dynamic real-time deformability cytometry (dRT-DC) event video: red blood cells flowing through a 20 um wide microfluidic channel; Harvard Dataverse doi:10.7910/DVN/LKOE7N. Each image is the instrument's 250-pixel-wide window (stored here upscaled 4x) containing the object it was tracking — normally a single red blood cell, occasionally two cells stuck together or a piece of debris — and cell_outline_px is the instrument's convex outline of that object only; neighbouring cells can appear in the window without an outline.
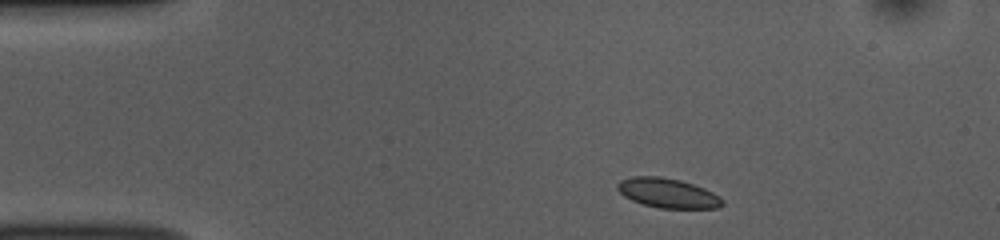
{"species": "common noctule bat (a hibernating species)", "species_latin": "Nyctalus noctula", "temperature_condition": "room temperature", "stored_images_in_passage": 45, "camera_frame_rate_fps": 3000, "um_per_image_px": 0.085, "animal": {"sex": "female", "body_mass_g": 10.0, "forearm_length_mm": 53.1}, "frame": {"image": 1, "passage_image": 1, "time_ms": 0.0, "image_size_px": [1000, 240], "cell_outline_px": [[724, 204], [720, 208], [656, 208], [632, 200], [624, 196], [616, 188], [616, 184], [620, 180], [632, 176], [660, 176], [680, 180], [704, 188], [720, 196], [724, 200]], "centroid_in_image_um": [56.76, 16.41], "position_along_channel_um": 28.2, "area_um2": 18.21}}
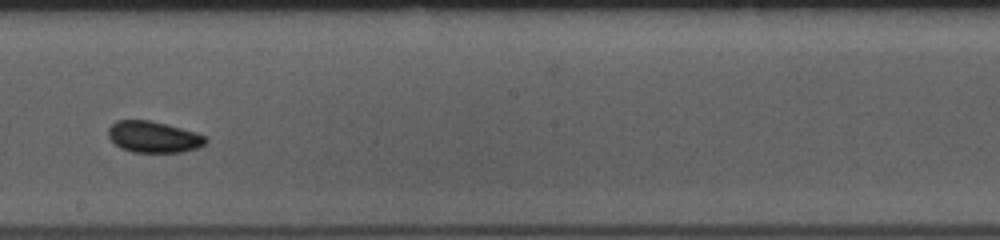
{"frame": {"image": 2, "passage_image": 22, "time_ms": 7.0, "image_size_px": [1000, 240], "cell_outline_px": [[208, 140], [204, 144], [196, 148], [184, 152], [132, 152], [120, 148], [108, 136], [108, 128], [116, 120], [148, 120], [196, 132], [208, 136]], "centroid_in_image_um": [13.06, 11.64], "position_along_channel_um": 235.1, "area_um2": 17.74}}
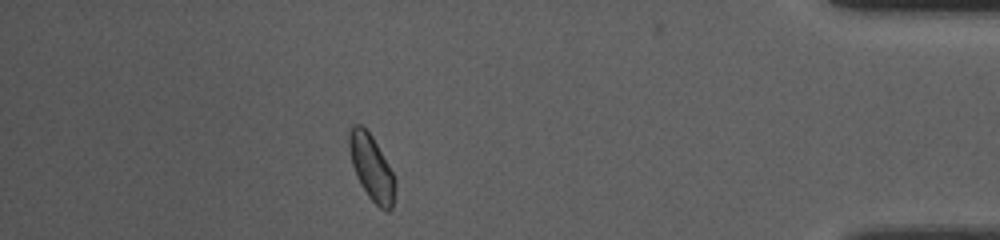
{"frame": {"image": 3, "passage_image": 39, "time_ms": 12.667, "image_size_px": [1000, 240], "cell_outline_px": [[396, 184], [392, 208], [388, 212], [380, 208], [368, 196], [360, 184], [356, 176], [352, 164], [348, 144], [348, 132], [352, 124], [360, 124], [372, 136], [388, 164], [396, 180]], "centroid_in_image_um": [31.57, 14.25], "position_along_channel_um": 403.6, "area_um2": 17.51}, "authors_computed_cell_mechanics": {"area_um2": 17.6868, "velocity_mm_per_s": 3.7487, "shape_relaxation_time_tau1_ms": 1.6563, "shape_relaxation_time_tau2_ms": 6.3529, "deformation_change_tau1": 0.0451, "deformation_change_tau2": 0.0843}}